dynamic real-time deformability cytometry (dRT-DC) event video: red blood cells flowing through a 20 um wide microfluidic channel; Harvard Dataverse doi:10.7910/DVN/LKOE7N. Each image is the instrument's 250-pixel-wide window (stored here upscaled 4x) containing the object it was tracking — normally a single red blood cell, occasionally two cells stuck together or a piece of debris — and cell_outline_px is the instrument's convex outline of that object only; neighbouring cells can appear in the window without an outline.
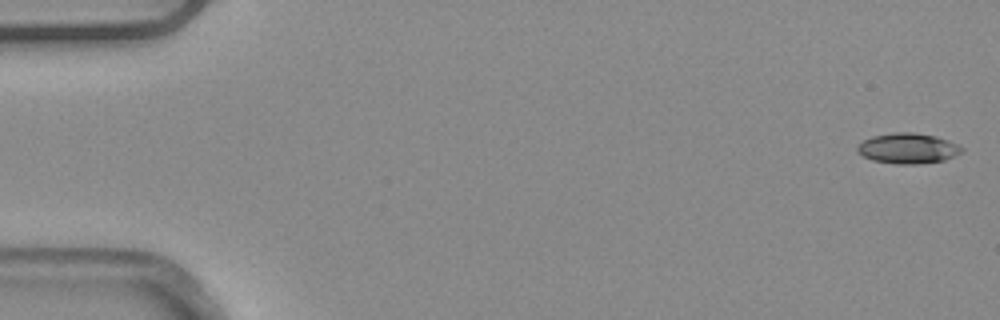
{"species": "common noctule bat (a hibernating species)", "species_latin": "Nyctalus noctula", "temperature_condition": "warm", "stored_images_in_passage": 5, "camera_frame_rate_fps": 3000, "um_per_image_px": 0.085, "animal": {"sex": "male", "body_mass_g": 20.4}, "frame": {"image": 1, "passage_image": 1, "time_ms": 0.0, "image_size_px": [1000, 320], "cell_outline_px": [[964, 148], [960, 152], [944, 160], [916, 164], [896, 164], [872, 160], [856, 152], [856, 148], [864, 140], [872, 136], [892, 132], [912, 132], [936, 136], [948, 140]], "centroid_in_image_um": [77.14, 12.6], "position_along_channel_um": 7.9, "area_um2": 18.38}}
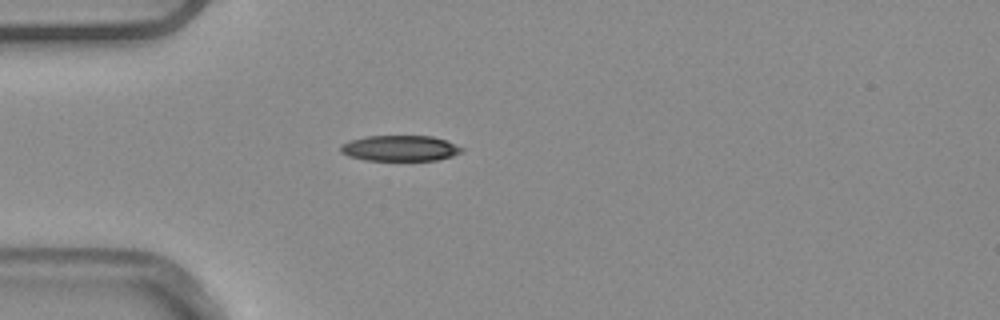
{"frame": {"image": 2, "passage_image": 5, "time_ms": 1.333, "image_size_px": [1000, 320], "cell_outline_px": [[464, 152], [452, 156], [436, 160], [364, 160], [348, 156], [340, 152], [340, 144], [352, 140], [368, 136], [432, 136], [444, 140], [464, 148]], "centroid_in_image_um": [34.0, 12.6], "position_along_channel_um": 51.0, "area_um2": 18.09}}